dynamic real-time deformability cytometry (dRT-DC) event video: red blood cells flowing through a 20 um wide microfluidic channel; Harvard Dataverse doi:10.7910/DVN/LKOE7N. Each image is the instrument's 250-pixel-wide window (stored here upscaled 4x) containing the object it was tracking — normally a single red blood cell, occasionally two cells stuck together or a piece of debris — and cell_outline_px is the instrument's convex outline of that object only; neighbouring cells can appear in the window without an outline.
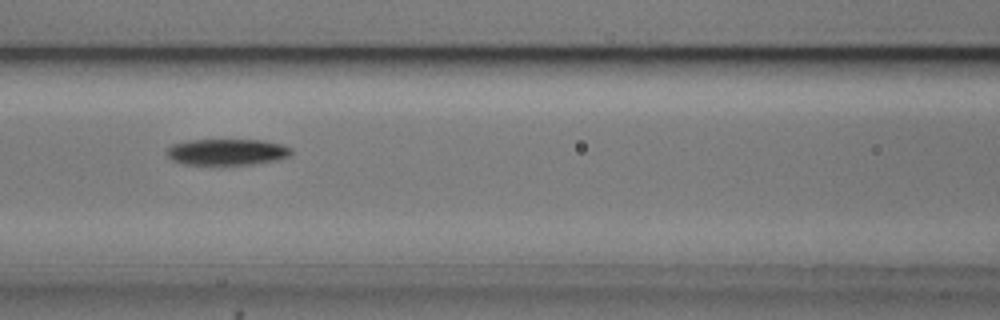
{"species": "common noctule bat (a hibernating species)", "species_latin": "Nyctalus noctula", "temperature_condition": "cold", "stored_images_in_passage": 4, "camera_frame_rate_fps": 3000, "um_per_image_px": 0.085, "animal": {"sex": "male", "body_mass_g": 20.5, "forearm_length_mm": 52.5}, "frame": {"image": 1, "passage_image": 3, "time_ms": 2.333, "image_size_px": [1000, 320], "cell_outline_px": [[292, 152], [288, 156], [276, 160], [256, 164], [184, 164], [172, 160], [164, 156], [164, 152], [172, 144], [192, 140], [264, 140], [284, 144], [292, 148]], "centroid_in_image_um": [19.29, 12.91], "position_along_channel_um": 147.3, "area_um2": 19.19}}
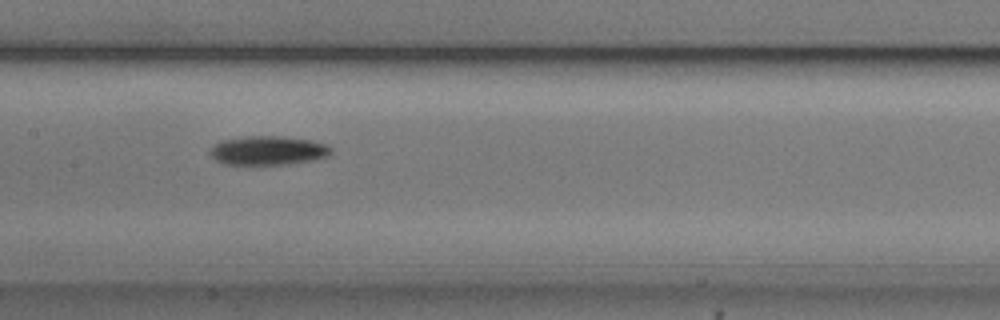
{"frame": {"image": 2, "passage_image": 4, "time_ms": 3.333, "image_size_px": [1000, 320], "cell_outline_px": [[332, 152], [328, 156], [312, 160], [288, 164], [228, 164], [216, 160], [208, 152], [220, 140], [248, 136], [280, 136], [312, 140], [324, 144], [332, 148]], "centroid_in_image_um": [22.8, 12.78], "position_along_channel_um": 184.6, "area_um2": 20.29}}